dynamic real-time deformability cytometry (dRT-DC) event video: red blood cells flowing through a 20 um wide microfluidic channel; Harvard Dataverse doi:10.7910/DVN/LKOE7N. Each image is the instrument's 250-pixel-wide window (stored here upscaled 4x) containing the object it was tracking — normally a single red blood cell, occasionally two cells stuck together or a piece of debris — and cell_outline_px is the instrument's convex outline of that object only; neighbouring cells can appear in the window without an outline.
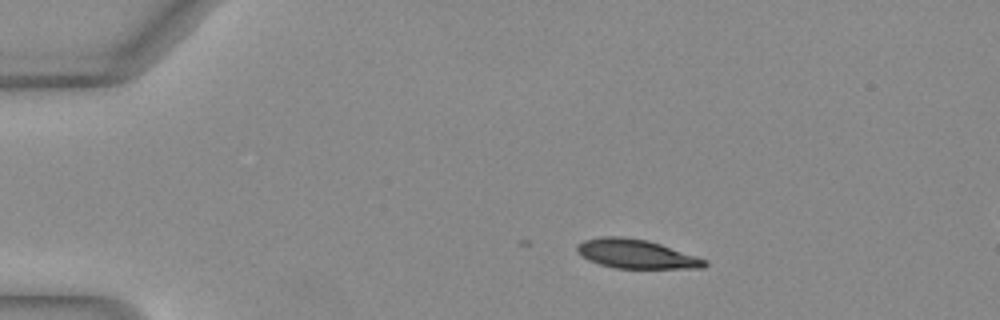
{"species": "Egyptian fruit bat (a non-hibernating species)", "species_latin": "Rousettus aegyptiacus", "temperature_condition": "warm", "stored_images_in_passage": 3, "camera_frame_rate_fps": 3000, "um_per_image_px": 0.085, "animal": {"sex": "female"}, "frame": {"image": 1, "passage_image": 3, "time_ms": 0.667, "image_size_px": [1000, 320], "cell_outline_px": [[708, 264], [704, 268], [616, 268], [600, 264], [588, 260], [580, 256], [576, 252], [576, 248], [584, 240], [600, 236], [620, 236], [648, 240], [708, 260]], "centroid_in_image_um": [54.06, 21.58], "position_along_channel_um": 30.9, "area_um2": 21.56}}